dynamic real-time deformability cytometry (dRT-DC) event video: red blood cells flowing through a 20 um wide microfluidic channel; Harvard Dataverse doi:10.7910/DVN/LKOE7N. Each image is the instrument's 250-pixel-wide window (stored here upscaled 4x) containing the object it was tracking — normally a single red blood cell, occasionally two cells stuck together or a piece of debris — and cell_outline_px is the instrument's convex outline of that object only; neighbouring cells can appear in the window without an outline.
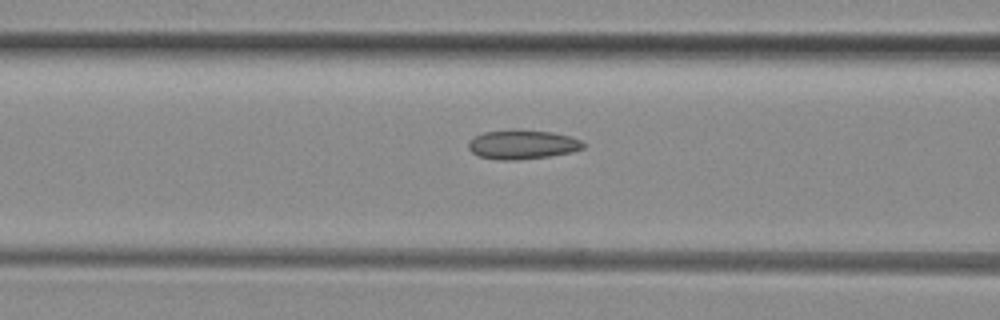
{"species": "common noctule bat (a hibernating species)", "species_latin": "Nyctalus noctula", "temperature_condition": "room temperature", "stored_images_in_passage": 30, "camera_frame_rate_fps": 3000, "um_per_image_px": 0.085, "animal": {"sex": "female", "body_mass_g": 29.2, "forearm_length_mm": 56.3}, "frame": {"image": 1, "passage_image": 11, "time_ms": 3.333, "image_size_px": [1000, 320], "cell_outline_px": [[584, 148], [572, 152], [548, 156], [516, 160], [500, 160], [480, 156], [472, 152], [468, 148], [468, 144], [476, 136], [484, 132], [512, 128], [516, 128], [552, 132], [568, 136], [580, 140], [584, 144]], "centroid_in_image_um": [44.4, 12.26], "position_along_channel_um": 122.2, "area_um2": 19.59}}
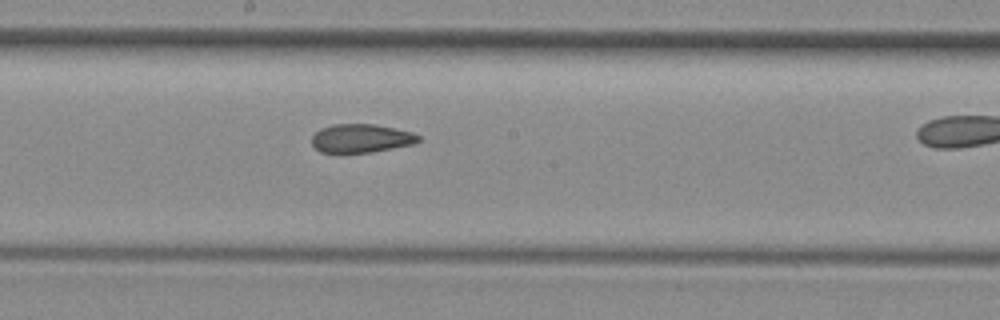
{"frame": {"image": 2, "passage_image": 18, "time_ms": 5.667, "image_size_px": [1000, 320], "cell_outline_px": [[420, 140], [412, 144], [372, 152], [320, 152], [312, 144], [312, 136], [320, 128], [332, 124], [372, 124], [412, 132], [420, 136]], "centroid_in_image_um": [30.67, 11.75], "position_along_channel_um": 217.5, "area_um2": 17.51}}
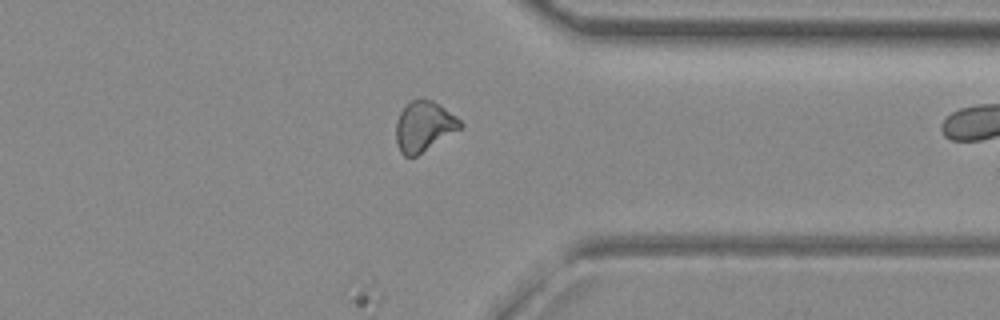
{"frame": {"image": 3, "passage_image": 30, "time_ms": 9.667, "image_size_px": [1000, 320], "cell_outline_px": [[464, 124], [460, 128], [416, 156], [404, 156], [400, 152], [396, 140], [396, 120], [400, 112], [412, 100], [420, 96], [432, 100], [456, 116]], "centroid_in_image_um": [36.01, 10.71], "position_along_channel_um": 375.4, "area_um2": 18.61}}